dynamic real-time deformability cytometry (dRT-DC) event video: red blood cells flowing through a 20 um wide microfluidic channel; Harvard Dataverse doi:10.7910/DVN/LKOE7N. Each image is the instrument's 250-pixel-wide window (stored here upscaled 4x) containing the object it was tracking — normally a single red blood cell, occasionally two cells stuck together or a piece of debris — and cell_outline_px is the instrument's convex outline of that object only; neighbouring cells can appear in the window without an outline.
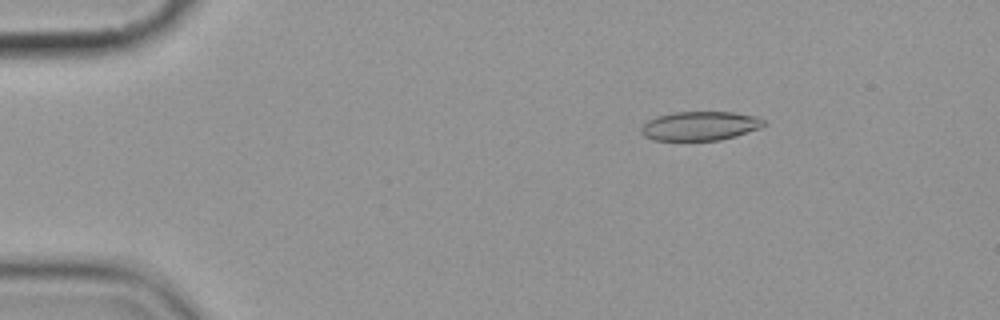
{"species": "common noctule bat (a hibernating species)", "species_latin": "Nyctalus noctula", "temperature_condition": "cold", "stored_images_in_passage": 10, "camera_frame_rate_fps": 3000, "um_per_image_px": 0.085, "animal": {"sex": "female", "body_mass_g": 19.9}, "frame": {"image": 1, "passage_image": 2, "time_ms": 1.333, "image_size_px": [1000, 320], "cell_outline_px": [[768, 124], [760, 128], [736, 136], [720, 140], [652, 140], [644, 136], [640, 132], [640, 128], [648, 120], [656, 116], [672, 112], [732, 112], [756, 116], [764, 120]], "centroid_in_image_um": [59.5, 10.7], "position_along_channel_um": 25.5, "area_um2": 20.92}}
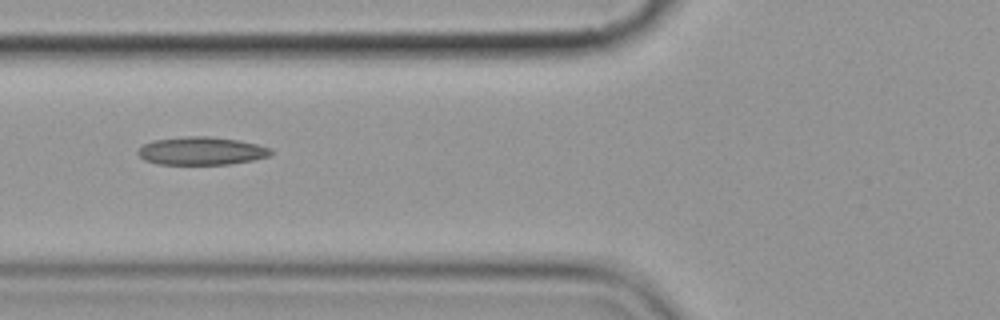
{"frame": {"image": 2, "passage_image": 6, "time_ms": 5.667, "image_size_px": [1000, 320], "cell_outline_px": [[272, 156], [252, 160], [228, 164], [160, 164], [144, 160], [136, 152], [144, 144], [152, 140], [188, 136], [208, 136], [240, 140], [272, 148]], "centroid_in_image_um": [17.14, 12.82], "position_along_channel_um": 108.7, "area_um2": 21.73}}
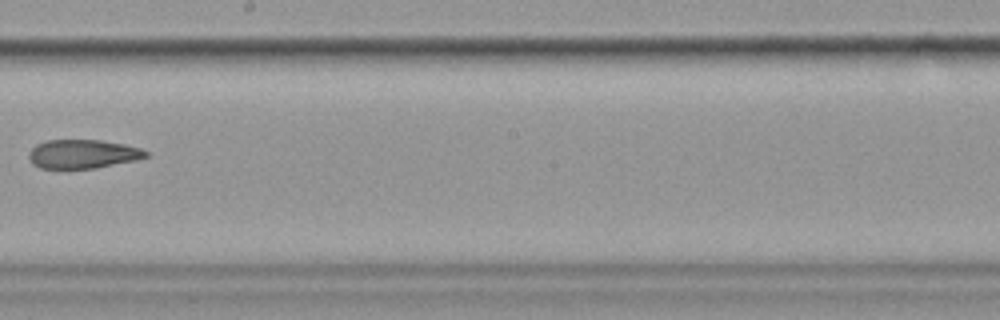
{"frame": {"image": 3, "passage_image": 9, "time_ms": 9.333, "image_size_px": [1000, 320], "cell_outline_px": [[148, 156], [136, 160], [96, 168], [40, 168], [32, 164], [28, 156], [28, 152], [36, 144], [48, 140], [100, 140], [124, 144], [140, 148], [148, 152]], "centroid_in_image_um": [7.02, 13.09], "position_along_channel_um": 241.2, "area_um2": 19.65}}